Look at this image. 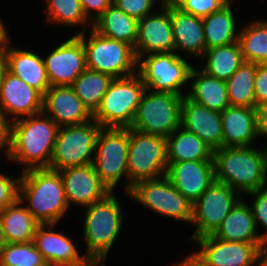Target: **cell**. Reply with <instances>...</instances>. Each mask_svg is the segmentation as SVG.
Listing matches in <instances>:
<instances>
[{"instance_id":"obj_12","label":"cell","mask_w":267,"mask_h":266,"mask_svg":"<svg viewBox=\"0 0 267 266\" xmlns=\"http://www.w3.org/2000/svg\"><path fill=\"white\" fill-rule=\"evenodd\" d=\"M129 196L157 214L191 223L193 204L164 176L135 184Z\"/></svg>"},{"instance_id":"obj_27","label":"cell","mask_w":267,"mask_h":266,"mask_svg":"<svg viewBox=\"0 0 267 266\" xmlns=\"http://www.w3.org/2000/svg\"><path fill=\"white\" fill-rule=\"evenodd\" d=\"M190 79H195L191 91L186 94L190 100L219 112L230 106L225 80L210 76L202 70H195L194 67L191 69Z\"/></svg>"},{"instance_id":"obj_32","label":"cell","mask_w":267,"mask_h":266,"mask_svg":"<svg viewBox=\"0 0 267 266\" xmlns=\"http://www.w3.org/2000/svg\"><path fill=\"white\" fill-rule=\"evenodd\" d=\"M202 57H205L207 61L201 70L225 81L245 62L239 41L206 49Z\"/></svg>"},{"instance_id":"obj_45","label":"cell","mask_w":267,"mask_h":266,"mask_svg":"<svg viewBox=\"0 0 267 266\" xmlns=\"http://www.w3.org/2000/svg\"><path fill=\"white\" fill-rule=\"evenodd\" d=\"M258 134L267 137V101L255 107Z\"/></svg>"},{"instance_id":"obj_34","label":"cell","mask_w":267,"mask_h":266,"mask_svg":"<svg viewBox=\"0 0 267 266\" xmlns=\"http://www.w3.org/2000/svg\"><path fill=\"white\" fill-rule=\"evenodd\" d=\"M258 64L244 62L237 71L226 80L230 106L256 107L254 81Z\"/></svg>"},{"instance_id":"obj_3","label":"cell","mask_w":267,"mask_h":266,"mask_svg":"<svg viewBox=\"0 0 267 266\" xmlns=\"http://www.w3.org/2000/svg\"><path fill=\"white\" fill-rule=\"evenodd\" d=\"M22 172L18 198L29 204L27 210L40 224L59 223L69 207L59 171L31 168Z\"/></svg>"},{"instance_id":"obj_52","label":"cell","mask_w":267,"mask_h":266,"mask_svg":"<svg viewBox=\"0 0 267 266\" xmlns=\"http://www.w3.org/2000/svg\"><path fill=\"white\" fill-rule=\"evenodd\" d=\"M258 65L267 69V55L263 58V60Z\"/></svg>"},{"instance_id":"obj_21","label":"cell","mask_w":267,"mask_h":266,"mask_svg":"<svg viewBox=\"0 0 267 266\" xmlns=\"http://www.w3.org/2000/svg\"><path fill=\"white\" fill-rule=\"evenodd\" d=\"M181 126L196 134L213 150L222 148L221 112L195 103L186 95L181 105Z\"/></svg>"},{"instance_id":"obj_43","label":"cell","mask_w":267,"mask_h":266,"mask_svg":"<svg viewBox=\"0 0 267 266\" xmlns=\"http://www.w3.org/2000/svg\"><path fill=\"white\" fill-rule=\"evenodd\" d=\"M254 94L256 105L267 101V69L260 65L257 66Z\"/></svg>"},{"instance_id":"obj_30","label":"cell","mask_w":267,"mask_h":266,"mask_svg":"<svg viewBox=\"0 0 267 266\" xmlns=\"http://www.w3.org/2000/svg\"><path fill=\"white\" fill-rule=\"evenodd\" d=\"M18 198L13 204L0 212V220L8 243H26L33 241L40 223L27 210L21 207Z\"/></svg>"},{"instance_id":"obj_51","label":"cell","mask_w":267,"mask_h":266,"mask_svg":"<svg viewBox=\"0 0 267 266\" xmlns=\"http://www.w3.org/2000/svg\"><path fill=\"white\" fill-rule=\"evenodd\" d=\"M8 244L5 234H4V230H3V226L0 220V253L2 251V249Z\"/></svg>"},{"instance_id":"obj_20","label":"cell","mask_w":267,"mask_h":266,"mask_svg":"<svg viewBox=\"0 0 267 266\" xmlns=\"http://www.w3.org/2000/svg\"><path fill=\"white\" fill-rule=\"evenodd\" d=\"M42 112L59 127L81 125L93 120V115L71 86H50L43 95Z\"/></svg>"},{"instance_id":"obj_4","label":"cell","mask_w":267,"mask_h":266,"mask_svg":"<svg viewBox=\"0 0 267 266\" xmlns=\"http://www.w3.org/2000/svg\"><path fill=\"white\" fill-rule=\"evenodd\" d=\"M83 224L87 258L105 266L106 257L122 229L123 213L114 192L86 207Z\"/></svg>"},{"instance_id":"obj_24","label":"cell","mask_w":267,"mask_h":266,"mask_svg":"<svg viewBox=\"0 0 267 266\" xmlns=\"http://www.w3.org/2000/svg\"><path fill=\"white\" fill-rule=\"evenodd\" d=\"M175 52L182 50L187 55L203 56L206 43L201 17L181 11L170 1Z\"/></svg>"},{"instance_id":"obj_36","label":"cell","mask_w":267,"mask_h":266,"mask_svg":"<svg viewBox=\"0 0 267 266\" xmlns=\"http://www.w3.org/2000/svg\"><path fill=\"white\" fill-rule=\"evenodd\" d=\"M47 262L34 242L8 243L0 253V266H44Z\"/></svg>"},{"instance_id":"obj_7","label":"cell","mask_w":267,"mask_h":266,"mask_svg":"<svg viewBox=\"0 0 267 266\" xmlns=\"http://www.w3.org/2000/svg\"><path fill=\"white\" fill-rule=\"evenodd\" d=\"M83 43L88 69L121 78L136 73L138 59L134 47L126 42L104 37L91 28L85 39V28L76 34Z\"/></svg>"},{"instance_id":"obj_11","label":"cell","mask_w":267,"mask_h":266,"mask_svg":"<svg viewBox=\"0 0 267 266\" xmlns=\"http://www.w3.org/2000/svg\"><path fill=\"white\" fill-rule=\"evenodd\" d=\"M192 67L175 52L153 53L147 54L143 61L138 60L137 72L149 91L171 92L184 97L186 93L182 94L181 87L190 80Z\"/></svg>"},{"instance_id":"obj_35","label":"cell","mask_w":267,"mask_h":266,"mask_svg":"<svg viewBox=\"0 0 267 266\" xmlns=\"http://www.w3.org/2000/svg\"><path fill=\"white\" fill-rule=\"evenodd\" d=\"M245 62L259 64L267 55V21L249 23L238 37Z\"/></svg>"},{"instance_id":"obj_39","label":"cell","mask_w":267,"mask_h":266,"mask_svg":"<svg viewBox=\"0 0 267 266\" xmlns=\"http://www.w3.org/2000/svg\"><path fill=\"white\" fill-rule=\"evenodd\" d=\"M112 3L137 21L154 13L155 0H112Z\"/></svg>"},{"instance_id":"obj_2","label":"cell","mask_w":267,"mask_h":266,"mask_svg":"<svg viewBox=\"0 0 267 266\" xmlns=\"http://www.w3.org/2000/svg\"><path fill=\"white\" fill-rule=\"evenodd\" d=\"M215 181L240 194L266 187L267 147H222L213 150Z\"/></svg>"},{"instance_id":"obj_44","label":"cell","mask_w":267,"mask_h":266,"mask_svg":"<svg viewBox=\"0 0 267 266\" xmlns=\"http://www.w3.org/2000/svg\"><path fill=\"white\" fill-rule=\"evenodd\" d=\"M10 119H6L1 113H0V151L2 149H7L5 151V157L9 156L10 151ZM5 147V148H4Z\"/></svg>"},{"instance_id":"obj_25","label":"cell","mask_w":267,"mask_h":266,"mask_svg":"<svg viewBox=\"0 0 267 266\" xmlns=\"http://www.w3.org/2000/svg\"><path fill=\"white\" fill-rule=\"evenodd\" d=\"M256 230L252 208L240 199L212 236L229 242L264 243Z\"/></svg>"},{"instance_id":"obj_26","label":"cell","mask_w":267,"mask_h":266,"mask_svg":"<svg viewBox=\"0 0 267 266\" xmlns=\"http://www.w3.org/2000/svg\"><path fill=\"white\" fill-rule=\"evenodd\" d=\"M6 53L8 71L44 95L50 88V83L43 57L25 49H14L8 42Z\"/></svg>"},{"instance_id":"obj_14","label":"cell","mask_w":267,"mask_h":266,"mask_svg":"<svg viewBox=\"0 0 267 266\" xmlns=\"http://www.w3.org/2000/svg\"><path fill=\"white\" fill-rule=\"evenodd\" d=\"M160 1V11L157 10L138 21L134 47L138 60L142 59L144 54L175 52L170 0Z\"/></svg>"},{"instance_id":"obj_6","label":"cell","mask_w":267,"mask_h":266,"mask_svg":"<svg viewBox=\"0 0 267 266\" xmlns=\"http://www.w3.org/2000/svg\"><path fill=\"white\" fill-rule=\"evenodd\" d=\"M167 167L166 137L129 128L127 194L138 182L166 176Z\"/></svg>"},{"instance_id":"obj_49","label":"cell","mask_w":267,"mask_h":266,"mask_svg":"<svg viewBox=\"0 0 267 266\" xmlns=\"http://www.w3.org/2000/svg\"><path fill=\"white\" fill-rule=\"evenodd\" d=\"M7 30L5 29L4 23L0 19V47L5 46L9 42V37L7 36Z\"/></svg>"},{"instance_id":"obj_18","label":"cell","mask_w":267,"mask_h":266,"mask_svg":"<svg viewBox=\"0 0 267 266\" xmlns=\"http://www.w3.org/2000/svg\"><path fill=\"white\" fill-rule=\"evenodd\" d=\"M42 101L43 95L39 91L9 71L5 74L0 85V113L6 119L10 115V122L21 116L28 117L41 113Z\"/></svg>"},{"instance_id":"obj_8","label":"cell","mask_w":267,"mask_h":266,"mask_svg":"<svg viewBox=\"0 0 267 266\" xmlns=\"http://www.w3.org/2000/svg\"><path fill=\"white\" fill-rule=\"evenodd\" d=\"M182 101V95L146 89L131 128L167 138L181 126Z\"/></svg>"},{"instance_id":"obj_22","label":"cell","mask_w":267,"mask_h":266,"mask_svg":"<svg viewBox=\"0 0 267 266\" xmlns=\"http://www.w3.org/2000/svg\"><path fill=\"white\" fill-rule=\"evenodd\" d=\"M221 119L222 147H248L259 137L255 108L228 106Z\"/></svg>"},{"instance_id":"obj_42","label":"cell","mask_w":267,"mask_h":266,"mask_svg":"<svg viewBox=\"0 0 267 266\" xmlns=\"http://www.w3.org/2000/svg\"><path fill=\"white\" fill-rule=\"evenodd\" d=\"M85 17L88 21H96L112 4V0H80ZM95 15L91 18V13ZM90 17V18H89Z\"/></svg>"},{"instance_id":"obj_16","label":"cell","mask_w":267,"mask_h":266,"mask_svg":"<svg viewBox=\"0 0 267 266\" xmlns=\"http://www.w3.org/2000/svg\"><path fill=\"white\" fill-rule=\"evenodd\" d=\"M43 58L50 86H71L87 68L82 40L74 35Z\"/></svg>"},{"instance_id":"obj_23","label":"cell","mask_w":267,"mask_h":266,"mask_svg":"<svg viewBox=\"0 0 267 266\" xmlns=\"http://www.w3.org/2000/svg\"><path fill=\"white\" fill-rule=\"evenodd\" d=\"M55 224H40L33 238L35 247L51 265H73L84 262L74 242L61 232L53 231Z\"/></svg>"},{"instance_id":"obj_53","label":"cell","mask_w":267,"mask_h":266,"mask_svg":"<svg viewBox=\"0 0 267 266\" xmlns=\"http://www.w3.org/2000/svg\"><path fill=\"white\" fill-rule=\"evenodd\" d=\"M44 266H54V265H51V264L47 263V264H45Z\"/></svg>"},{"instance_id":"obj_48","label":"cell","mask_w":267,"mask_h":266,"mask_svg":"<svg viewBox=\"0 0 267 266\" xmlns=\"http://www.w3.org/2000/svg\"><path fill=\"white\" fill-rule=\"evenodd\" d=\"M259 266H267V241H264L259 251Z\"/></svg>"},{"instance_id":"obj_40","label":"cell","mask_w":267,"mask_h":266,"mask_svg":"<svg viewBox=\"0 0 267 266\" xmlns=\"http://www.w3.org/2000/svg\"><path fill=\"white\" fill-rule=\"evenodd\" d=\"M255 197L252 204V211L256 226L258 222L265 227L266 231L260 234L263 241H267V186L255 191L246 193Z\"/></svg>"},{"instance_id":"obj_41","label":"cell","mask_w":267,"mask_h":266,"mask_svg":"<svg viewBox=\"0 0 267 266\" xmlns=\"http://www.w3.org/2000/svg\"><path fill=\"white\" fill-rule=\"evenodd\" d=\"M20 177L15 179L0 173V212L19 197Z\"/></svg>"},{"instance_id":"obj_15","label":"cell","mask_w":267,"mask_h":266,"mask_svg":"<svg viewBox=\"0 0 267 266\" xmlns=\"http://www.w3.org/2000/svg\"><path fill=\"white\" fill-rule=\"evenodd\" d=\"M200 251L195 252L207 266H259L263 243L229 242L207 235L194 240Z\"/></svg>"},{"instance_id":"obj_38","label":"cell","mask_w":267,"mask_h":266,"mask_svg":"<svg viewBox=\"0 0 267 266\" xmlns=\"http://www.w3.org/2000/svg\"><path fill=\"white\" fill-rule=\"evenodd\" d=\"M181 11L197 17H206L220 11L232 0H170Z\"/></svg>"},{"instance_id":"obj_17","label":"cell","mask_w":267,"mask_h":266,"mask_svg":"<svg viewBox=\"0 0 267 266\" xmlns=\"http://www.w3.org/2000/svg\"><path fill=\"white\" fill-rule=\"evenodd\" d=\"M166 177L193 204L215 181L214 161L168 162Z\"/></svg>"},{"instance_id":"obj_13","label":"cell","mask_w":267,"mask_h":266,"mask_svg":"<svg viewBox=\"0 0 267 266\" xmlns=\"http://www.w3.org/2000/svg\"><path fill=\"white\" fill-rule=\"evenodd\" d=\"M240 193L227 184L214 181L193 203L191 224H196L191 241L212 235L241 199Z\"/></svg>"},{"instance_id":"obj_1","label":"cell","mask_w":267,"mask_h":266,"mask_svg":"<svg viewBox=\"0 0 267 266\" xmlns=\"http://www.w3.org/2000/svg\"><path fill=\"white\" fill-rule=\"evenodd\" d=\"M45 116V118H44ZM59 126L43 112L10 122L8 159L31 168H49Z\"/></svg>"},{"instance_id":"obj_29","label":"cell","mask_w":267,"mask_h":266,"mask_svg":"<svg viewBox=\"0 0 267 266\" xmlns=\"http://www.w3.org/2000/svg\"><path fill=\"white\" fill-rule=\"evenodd\" d=\"M92 23L91 28L100 35L135 47L138 21L113 3Z\"/></svg>"},{"instance_id":"obj_46","label":"cell","mask_w":267,"mask_h":266,"mask_svg":"<svg viewBox=\"0 0 267 266\" xmlns=\"http://www.w3.org/2000/svg\"><path fill=\"white\" fill-rule=\"evenodd\" d=\"M8 72V60L6 53V45L0 47V85L4 80L5 74Z\"/></svg>"},{"instance_id":"obj_33","label":"cell","mask_w":267,"mask_h":266,"mask_svg":"<svg viewBox=\"0 0 267 266\" xmlns=\"http://www.w3.org/2000/svg\"><path fill=\"white\" fill-rule=\"evenodd\" d=\"M113 79L108 74L86 68L74 80L71 87L93 115L100 106L102 98Z\"/></svg>"},{"instance_id":"obj_31","label":"cell","mask_w":267,"mask_h":266,"mask_svg":"<svg viewBox=\"0 0 267 266\" xmlns=\"http://www.w3.org/2000/svg\"><path fill=\"white\" fill-rule=\"evenodd\" d=\"M231 3L230 1L220 11L202 18L207 49L238 42L239 33L236 34L237 26Z\"/></svg>"},{"instance_id":"obj_28","label":"cell","mask_w":267,"mask_h":266,"mask_svg":"<svg viewBox=\"0 0 267 266\" xmlns=\"http://www.w3.org/2000/svg\"><path fill=\"white\" fill-rule=\"evenodd\" d=\"M166 139L168 162L213 160V149L182 126Z\"/></svg>"},{"instance_id":"obj_19","label":"cell","mask_w":267,"mask_h":266,"mask_svg":"<svg viewBox=\"0 0 267 266\" xmlns=\"http://www.w3.org/2000/svg\"><path fill=\"white\" fill-rule=\"evenodd\" d=\"M59 173L68 206L74 203L88 207L111 193L100 181L92 164L69 167Z\"/></svg>"},{"instance_id":"obj_10","label":"cell","mask_w":267,"mask_h":266,"mask_svg":"<svg viewBox=\"0 0 267 266\" xmlns=\"http://www.w3.org/2000/svg\"><path fill=\"white\" fill-rule=\"evenodd\" d=\"M128 146L129 128H101L99 131L92 165L110 192L115 190L122 177L129 182Z\"/></svg>"},{"instance_id":"obj_5","label":"cell","mask_w":267,"mask_h":266,"mask_svg":"<svg viewBox=\"0 0 267 266\" xmlns=\"http://www.w3.org/2000/svg\"><path fill=\"white\" fill-rule=\"evenodd\" d=\"M145 90L146 86L138 72L114 78L93 114V120L102 128H131Z\"/></svg>"},{"instance_id":"obj_50","label":"cell","mask_w":267,"mask_h":266,"mask_svg":"<svg viewBox=\"0 0 267 266\" xmlns=\"http://www.w3.org/2000/svg\"><path fill=\"white\" fill-rule=\"evenodd\" d=\"M102 266L99 262L96 260L87 258L84 262L78 263V264H73V265H55V266Z\"/></svg>"},{"instance_id":"obj_9","label":"cell","mask_w":267,"mask_h":266,"mask_svg":"<svg viewBox=\"0 0 267 266\" xmlns=\"http://www.w3.org/2000/svg\"><path fill=\"white\" fill-rule=\"evenodd\" d=\"M101 128L94 120L81 125L59 127L49 168L61 171L92 164Z\"/></svg>"},{"instance_id":"obj_47","label":"cell","mask_w":267,"mask_h":266,"mask_svg":"<svg viewBox=\"0 0 267 266\" xmlns=\"http://www.w3.org/2000/svg\"><path fill=\"white\" fill-rule=\"evenodd\" d=\"M173 266H207L196 253H192L181 263L175 264Z\"/></svg>"},{"instance_id":"obj_37","label":"cell","mask_w":267,"mask_h":266,"mask_svg":"<svg viewBox=\"0 0 267 266\" xmlns=\"http://www.w3.org/2000/svg\"><path fill=\"white\" fill-rule=\"evenodd\" d=\"M47 21L76 26L91 24L85 17L80 0H47Z\"/></svg>"}]
</instances>
